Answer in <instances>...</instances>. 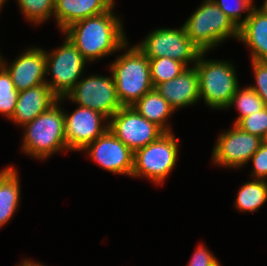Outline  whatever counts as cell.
<instances>
[{
    "label": "cell",
    "instance_id": "33",
    "mask_svg": "<svg viewBox=\"0 0 267 266\" xmlns=\"http://www.w3.org/2000/svg\"><path fill=\"white\" fill-rule=\"evenodd\" d=\"M8 0H0V12L2 10V7L5 5V3L7 2Z\"/></svg>",
    "mask_w": 267,
    "mask_h": 266
},
{
    "label": "cell",
    "instance_id": "8",
    "mask_svg": "<svg viewBox=\"0 0 267 266\" xmlns=\"http://www.w3.org/2000/svg\"><path fill=\"white\" fill-rule=\"evenodd\" d=\"M136 46L149 59L172 58L187 67L194 66L201 53L187 36L184 26L178 29L165 27L151 30Z\"/></svg>",
    "mask_w": 267,
    "mask_h": 266
},
{
    "label": "cell",
    "instance_id": "5",
    "mask_svg": "<svg viewBox=\"0 0 267 266\" xmlns=\"http://www.w3.org/2000/svg\"><path fill=\"white\" fill-rule=\"evenodd\" d=\"M207 52L198 56L195 68L198 74L200 100L212 110H225L237 91L239 79L231 61L206 59Z\"/></svg>",
    "mask_w": 267,
    "mask_h": 266
},
{
    "label": "cell",
    "instance_id": "4",
    "mask_svg": "<svg viewBox=\"0 0 267 266\" xmlns=\"http://www.w3.org/2000/svg\"><path fill=\"white\" fill-rule=\"evenodd\" d=\"M184 22L187 36L200 52H210L228 38L238 40L239 28L213 0H204Z\"/></svg>",
    "mask_w": 267,
    "mask_h": 266
},
{
    "label": "cell",
    "instance_id": "10",
    "mask_svg": "<svg viewBox=\"0 0 267 266\" xmlns=\"http://www.w3.org/2000/svg\"><path fill=\"white\" fill-rule=\"evenodd\" d=\"M261 143L259 136L242 131L232 124L231 129L224 130L218 136L211 159L219 167L240 169L249 163Z\"/></svg>",
    "mask_w": 267,
    "mask_h": 266
},
{
    "label": "cell",
    "instance_id": "31",
    "mask_svg": "<svg viewBox=\"0 0 267 266\" xmlns=\"http://www.w3.org/2000/svg\"><path fill=\"white\" fill-rule=\"evenodd\" d=\"M15 266H44V265L40 262H35V261L33 262V260H31V259L25 258L23 260V262H21L19 265H15Z\"/></svg>",
    "mask_w": 267,
    "mask_h": 266
},
{
    "label": "cell",
    "instance_id": "20",
    "mask_svg": "<svg viewBox=\"0 0 267 266\" xmlns=\"http://www.w3.org/2000/svg\"><path fill=\"white\" fill-rule=\"evenodd\" d=\"M132 107L148 121L155 123L164 132H172L168 118L175 113L174 109L154 88L143 95Z\"/></svg>",
    "mask_w": 267,
    "mask_h": 266
},
{
    "label": "cell",
    "instance_id": "2",
    "mask_svg": "<svg viewBox=\"0 0 267 266\" xmlns=\"http://www.w3.org/2000/svg\"><path fill=\"white\" fill-rule=\"evenodd\" d=\"M66 97L58 101L47 111L40 114L22 128V153L43 161L58 152L68 151L65 136V116L61 104Z\"/></svg>",
    "mask_w": 267,
    "mask_h": 266
},
{
    "label": "cell",
    "instance_id": "27",
    "mask_svg": "<svg viewBox=\"0 0 267 266\" xmlns=\"http://www.w3.org/2000/svg\"><path fill=\"white\" fill-rule=\"evenodd\" d=\"M236 126L242 131L257 135L262 139L267 132V106L260 112L242 118Z\"/></svg>",
    "mask_w": 267,
    "mask_h": 266
},
{
    "label": "cell",
    "instance_id": "18",
    "mask_svg": "<svg viewBox=\"0 0 267 266\" xmlns=\"http://www.w3.org/2000/svg\"><path fill=\"white\" fill-rule=\"evenodd\" d=\"M238 41L247 45L251 61H267V15L256 6L239 27Z\"/></svg>",
    "mask_w": 267,
    "mask_h": 266
},
{
    "label": "cell",
    "instance_id": "1",
    "mask_svg": "<svg viewBox=\"0 0 267 266\" xmlns=\"http://www.w3.org/2000/svg\"><path fill=\"white\" fill-rule=\"evenodd\" d=\"M114 8L73 23L62 32L88 63L121 52L128 42L122 19Z\"/></svg>",
    "mask_w": 267,
    "mask_h": 266
},
{
    "label": "cell",
    "instance_id": "12",
    "mask_svg": "<svg viewBox=\"0 0 267 266\" xmlns=\"http://www.w3.org/2000/svg\"><path fill=\"white\" fill-rule=\"evenodd\" d=\"M63 112L68 151L81 152L108 129L109 120L93 109L77 105L72 113Z\"/></svg>",
    "mask_w": 267,
    "mask_h": 266
},
{
    "label": "cell",
    "instance_id": "24",
    "mask_svg": "<svg viewBox=\"0 0 267 266\" xmlns=\"http://www.w3.org/2000/svg\"><path fill=\"white\" fill-rule=\"evenodd\" d=\"M26 21L40 25L53 17L55 0H16Z\"/></svg>",
    "mask_w": 267,
    "mask_h": 266
},
{
    "label": "cell",
    "instance_id": "22",
    "mask_svg": "<svg viewBox=\"0 0 267 266\" xmlns=\"http://www.w3.org/2000/svg\"><path fill=\"white\" fill-rule=\"evenodd\" d=\"M231 107H236L239 112V115L233 122V124L236 125L242 118L249 116L252 113L260 112L266 106L250 86L244 88H240L239 86L226 109H231Z\"/></svg>",
    "mask_w": 267,
    "mask_h": 266
},
{
    "label": "cell",
    "instance_id": "26",
    "mask_svg": "<svg viewBox=\"0 0 267 266\" xmlns=\"http://www.w3.org/2000/svg\"><path fill=\"white\" fill-rule=\"evenodd\" d=\"M220 10L239 28L248 18L255 0H213ZM242 13H247L243 18Z\"/></svg>",
    "mask_w": 267,
    "mask_h": 266
},
{
    "label": "cell",
    "instance_id": "6",
    "mask_svg": "<svg viewBox=\"0 0 267 266\" xmlns=\"http://www.w3.org/2000/svg\"><path fill=\"white\" fill-rule=\"evenodd\" d=\"M174 132H165L156 141L134 152L131 177L147 178L161 185L176 166L179 154V138Z\"/></svg>",
    "mask_w": 267,
    "mask_h": 266
},
{
    "label": "cell",
    "instance_id": "7",
    "mask_svg": "<svg viewBox=\"0 0 267 266\" xmlns=\"http://www.w3.org/2000/svg\"><path fill=\"white\" fill-rule=\"evenodd\" d=\"M57 48V49H56ZM46 53V84L58 97H65L84 76L88 62L64 35L62 46Z\"/></svg>",
    "mask_w": 267,
    "mask_h": 266
},
{
    "label": "cell",
    "instance_id": "13",
    "mask_svg": "<svg viewBox=\"0 0 267 266\" xmlns=\"http://www.w3.org/2000/svg\"><path fill=\"white\" fill-rule=\"evenodd\" d=\"M88 153L91 161L114 174L131 177L134 152L120 141L108 128L82 152Z\"/></svg>",
    "mask_w": 267,
    "mask_h": 266
},
{
    "label": "cell",
    "instance_id": "17",
    "mask_svg": "<svg viewBox=\"0 0 267 266\" xmlns=\"http://www.w3.org/2000/svg\"><path fill=\"white\" fill-rule=\"evenodd\" d=\"M114 0H55L53 18L61 33L73 23L109 11Z\"/></svg>",
    "mask_w": 267,
    "mask_h": 266
},
{
    "label": "cell",
    "instance_id": "9",
    "mask_svg": "<svg viewBox=\"0 0 267 266\" xmlns=\"http://www.w3.org/2000/svg\"><path fill=\"white\" fill-rule=\"evenodd\" d=\"M65 97L75 105L103 114L108 120L122 107L112 74H89L82 77Z\"/></svg>",
    "mask_w": 267,
    "mask_h": 266
},
{
    "label": "cell",
    "instance_id": "19",
    "mask_svg": "<svg viewBox=\"0 0 267 266\" xmlns=\"http://www.w3.org/2000/svg\"><path fill=\"white\" fill-rule=\"evenodd\" d=\"M18 170L9 165L0 171V229L7 225L21 202Z\"/></svg>",
    "mask_w": 267,
    "mask_h": 266
},
{
    "label": "cell",
    "instance_id": "29",
    "mask_svg": "<svg viewBox=\"0 0 267 266\" xmlns=\"http://www.w3.org/2000/svg\"><path fill=\"white\" fill-rule=\"evenodd\" d=\"M249 161L253 169L251 178L267 180V144L262 142Z\"/></svg>",
    "mask_w": 267,
    "mask_h": 266
},
{
    "label": "cell",
    "instance_id": "25",
    "mask_svg": "<svg viewBox=\"0 0 267 266\" xmlns=\"http://www.w3.org/2000/svg\"><path fill=\"white\" fill-rule=\"evenodd\" d=\"M19 91L16 90L10 74L0 64V113L10 120L14 114Z\"/></svg>",
    "mask_w": 267,
    "mask_h": 266
},
{
    "label": "cell",
    "instance_id": "35",
    "mask_svg": "<svg viewBox=\"0 0 267 266\" xmlns=\"http://www.w3.org/2000/svg\"><path fill=\"white\" fill-rule=\"evenodd\" d=\"M214 266H221V263H220V261H218L217 263H215V265Z\"/></svg>",
    "mask_w": 267,
    "mask_h": 266
},
{
    "label": "cell",
    "instance_id": "34",
    "mask_svg": "<svg viewBox=\"0 0 267 266\" xmlns=\"http://www.w3.org/2000/svg\"><path fill=\"white\" fill-rule=\"evenodd\" d=\"M262 142L267 144V132H266L265 136L262 138Z\"/></svg>",
    "mask_w": 267,
    "mask_h": 266
},
{
    "label": "cell",
    "instance_id": "28",
    "mask_svg": "<svg viewBox=\"0 0 267 266\" xmlns=\"http://www.w3.org/2000/svg\"><path fill=\"white\" fill-rule=\"evenodd\" d=\"M255 83L249 85L267 106V61H250Z\"/></svg>",
    "mask_w": 267,
    "mask_h": 266
},
{
    "label": "cell",
    "instance_id": "32",
    "mask_svg": "<svg viewBox=\"0 0 267 266\" xmlns=\"http://www.w3.org/2000/svg\"><path fill=\"white\" fill-rule=\"evenodd\" d=\"M258 10H260L262 13L267 15V0L264 1L263 5L261 7H257Z\"/></svg>",
    "mask_w": 267,
    "mask_h": 266
},
{
    "label": "cell",
    "instance_id": "30",
    "mask_svg": "<svg viewBox=\"0 0 267 266\" xmlns=\"http://www.w3.org/2000/svg\"><path fill=\"white\" fill-rule=\"evenodd\" d=\"M219 260L205 244H199L186 266H214Z\"/></svg>",
    "mask_w": 267,
    "mask_h": 266
},
{
    "label": "cell",
    "instance_id": "3",
    "mask_svg": "<svg viewBox=\"0 0 267 266\" xmlns=\"http://www.w3.org/2000/svg\"><path fill=\"white\" fill-rule=\"evenodd\" d=\"M123 46V53L116 55L108 67L113 75L117 98L122 107L134 105L143 95L154 89L149 58L135 45ZM130 47V48H128Z\"/></svg>",
    "mask_w": 267,
    "mask_h": 266
},
{
    "label": "cell",
    "instance_id": "23",
    "mask_svg": "<svg viewBox=\"0 0 267 266\" xmlns=\"http://www.w3.org/2000/svg\"><path fill=\"white\" fill-rule=\"evenodd\" d=\"M151 80L154 88L161 83L175 79L186 68L184 63L173 60L172 58H150Z\"/></svg>",
    "mask_w": 267,
    "mask_h": 266
},
{
    "label": "cell",
    "instance_id": "21",
    "mask_svg": "<svg viewBox=\"0 0 267 266\" xmlns=\"http://www.w3.org/2000/svg\"><path fill=\"white\" fill-rule=\"evenodd\" d=\"M267 202V180L252 179L240 186L234 205L243 213L257 212Z\"/></svg>",
    "mask_w": 267,
    "mask_h": 266
},
{
    "label": "cell",
    "instance_id": "11",
    "mask_svg": "<svg viewBox=\"0 0 267 266\" xmlns=\"http://www.w3.org/2000/svg\"><path fill=\"white\" fill-rule=\"evenodd\" d=\"M110 131L133 152L156 141L165 132L132 106L121 107L109 119Z\"/></svg>",
    "mask_w": 267,
    "mask_h": 266
},
{
    "label": "cell",
    "instance_id": "16",
    "mask_svg": "<svg viewBox=\"0 0 267 266\" xmlns=\"http://www.w3.org/2000/svg\"><path fill=\"white\" fill-rule=\"evenodd\" d=\"M58 97L47 84L19 91L14 114L10 121L20 128L47 111Z\"/></svg>",
    "mask_w": 267,
    "mask_h": 266
},
{
    "label": "cell",
    "instance_id": "15",
    "mask_svg": "<svg viewBox=\"0 0 267 266\" xmlns=\"http://www.w3.org/2000/svg\"><path fill=\"white\" fill-rule=\"evenodd\" d=\"M155 89L174 111L191 107L200 101L198 74L195 66L186 68L175 79L158 84Z\"/></svg>",
    "mask_w": 267,
    "mask_h": 266
},
{
    "label": "cell",
    "instance_id": "14",
    "mask_svg": "<svg viewBox=\"0 0 267 266\" xmlns=\"http://www.w3.org/2000/svg\"><path fill=\"white\" fill-rule=\"evenodd\" d=\"M2 54L0 64L10 74L17 91L46 84V53L41 47H30L21 52L13 62L6 61Z\"/></svg>",
    "mask_w": 267,
    "mask_h": 266
}]
</instances>
